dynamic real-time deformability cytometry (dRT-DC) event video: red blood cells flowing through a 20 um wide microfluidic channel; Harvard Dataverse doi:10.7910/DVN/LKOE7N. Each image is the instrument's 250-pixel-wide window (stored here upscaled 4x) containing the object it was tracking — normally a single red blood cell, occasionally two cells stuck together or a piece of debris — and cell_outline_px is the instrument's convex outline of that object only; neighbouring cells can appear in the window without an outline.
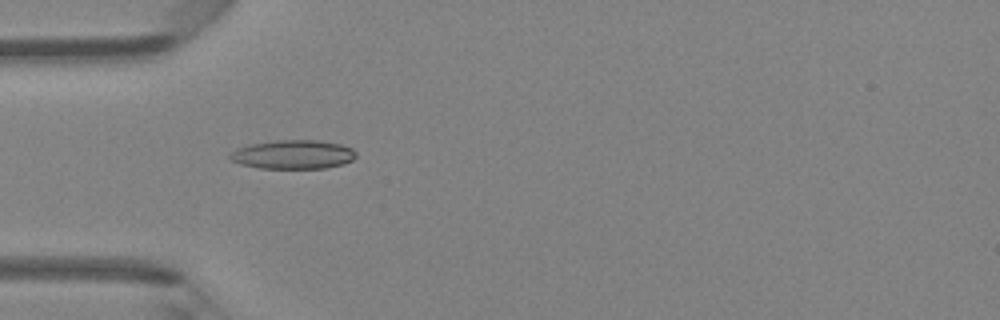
{"species": "Egyptian fruit bat (a non-hibernating species)", "species_latin": "Rousettus aegyptiacus", "temperature_condition": "room temperature", "stored_images_in_passage": 47, "camera_frame_rate_fps": 3000, "um_per_image_px": 0.085, "animal": {"sex": "female"}, "frame": {"image": 1, "passage_image": 15, "time_ms": 4.667, "image_size_px": [1000, 320], "cell_outline_px": [[356, 156], [352, 160], [344, 164], [324, 168], [260, 168], [240, 164], [232, 160], [228, 156], [228, 152], [236, 148], [252, 144], [276, 140], [316, 140], [340, 144], [352, 148], [356, 152]], "centroid_in_image_um": [24.9, 13.13], "position_along_channel_um": 60.1, "area_um2": 21.27}}
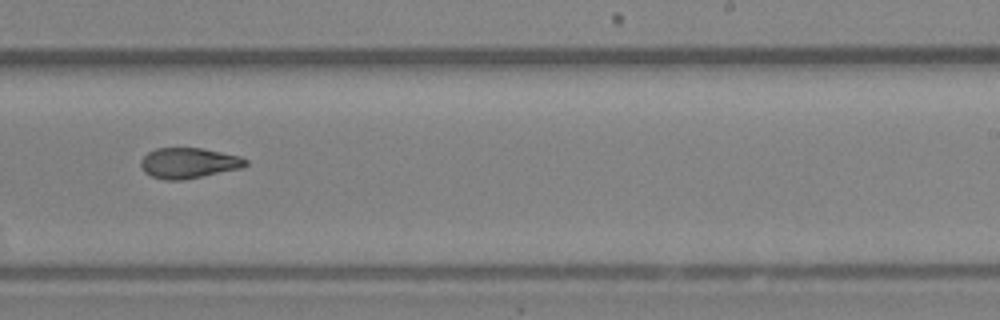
{"frame": {"image": 2, "passage_image": 30, "time_ms": 9.667, "image_size_px": [1000, 320], "cell_outline_px": [[248, 164], [240, 168], [184, 180], [164, 180], [152, 176], [144, 172], [140, 164], [140, 160], [148, 152], [156, 148], [204, 148], [240, 156], [248, 160]], "centroid_in_image_um": [16.02, 13.85], "position_along_channel_um": 273.0, "area_um2": 18.67}}
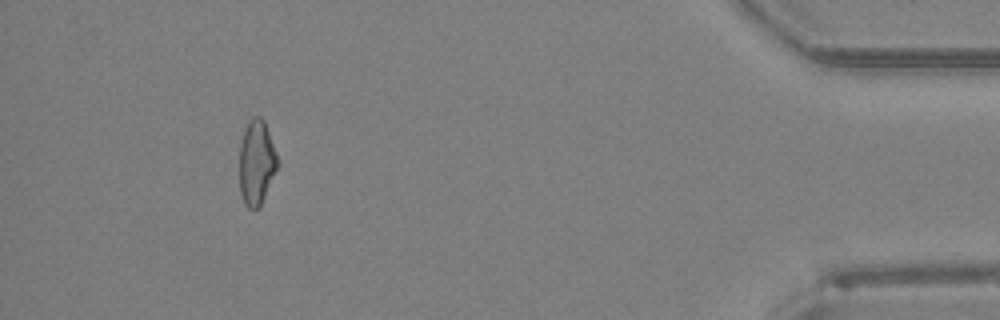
{"frame": {"image": 3, "passage_image": 44, "time_ms": 14.333, "image_size_px": [1000, 320], "cell_outline_px": [[280, 160], [264, 196], [260, 204], [256, 208], [248, 208], [244, 204], [240, 192], [240, 144], [244, 128], [248, 120], [252, 116], [260, 116], [264, 120]], "centroid_in_image_um": [21.8, 13.74], "position_along_channel_um": 413.4, "area_um2": 18.79}, "authors_computed_cell_mechanics": {"area_um2": 19.5364, "velocity_mm_per_s": 4.3254, "shape_relaxation_time_tau1_ms": 7.5995, "shape_relaxation_time_tau2_ms": 3.0136, "deformation_change_tau1": 0.2211, "deformation_change_tau2": 0.1053}}